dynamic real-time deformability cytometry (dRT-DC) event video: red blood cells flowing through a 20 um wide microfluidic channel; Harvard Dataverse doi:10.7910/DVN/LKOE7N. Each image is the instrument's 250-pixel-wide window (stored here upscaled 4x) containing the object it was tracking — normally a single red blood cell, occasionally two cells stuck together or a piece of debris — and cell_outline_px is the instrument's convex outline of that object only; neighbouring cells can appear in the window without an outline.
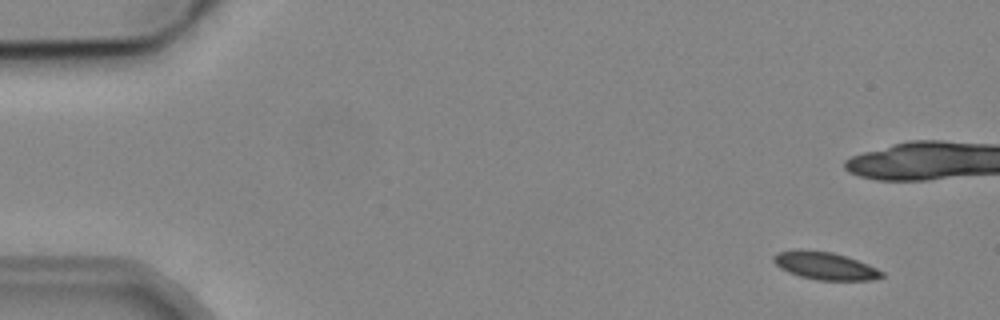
{"species": "common noctule bat (a hibernating species)", "species_latin": "Nyctalus noctula", "temperature_condition": "cold", "stored_images_in_passage": 7, "camera_frame_rate_fps": 3000, "um_per_image_px": 0.085, "animal": {"sex": "male", "body_mass_g": 19.2, "forearm_length_mm": 51.8}, "frame": {"image": 1, "passage_image": 2, "time_ms": 1.333, "image_size_px": [1000, 320], "cell_outline_px": [[884, 276], [872, 280], [816, 280], [800, 276], [788, 272], [780, 268], [772, 260], [772, 256], [776, 252], [796, 248], [800, 248], [832, 252], [868, 264], [884, 272]], "centroid_in_image_um": [70.07, 22.57], "position_along_channel_um": 14.9, "area_um2": 17.63}}